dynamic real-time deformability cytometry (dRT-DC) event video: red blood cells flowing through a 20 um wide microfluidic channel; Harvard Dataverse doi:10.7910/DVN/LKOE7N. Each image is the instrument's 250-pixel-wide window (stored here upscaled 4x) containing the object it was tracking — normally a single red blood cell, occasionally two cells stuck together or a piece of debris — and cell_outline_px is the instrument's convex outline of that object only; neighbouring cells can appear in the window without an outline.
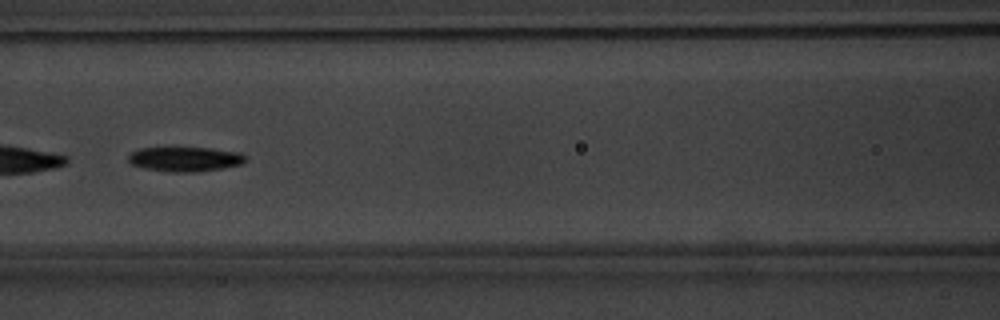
{"species": "common noctule bat (a hibernating species)", "species_latin": "Nyctalus noctula", "temperature_condition": "warm", "stored_images_in_passage": 42, "camera_frame_rate_fps": 3000, "um_per_image_px": 0.085, "animal": {"sex": "male", "body_mass_g": 20.1, "forearm_length_mm": 53.5}, "frame": {"image": 1, "passage_image": 13, "time_ms": 4.0, "image_size_px": [1000, 320], "cell_outline_px": [[248, 160], [244, 164], [224, 168], [196, 172], [168, 172], [144, 168], [132, 164], [128, 160], [128, 156], [132, 152], [140, 148], [212, 148], [240, 152], [248, 156]], "centroid_in_image_um": [15.81, 13.53], "position_along_channel_um": 150.8, "area_um2": 17.05}}
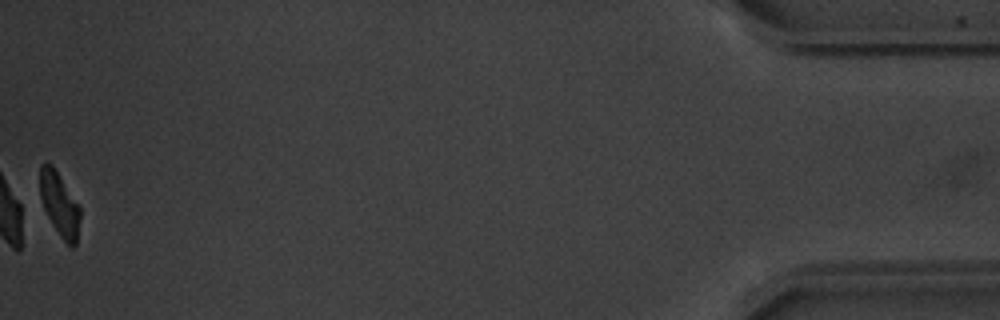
{"frame": {"image": 2, "passage_image": 42, "time_ms": 13.667, "image_size_px": [1000, 320], "cell_outline_px": [[80, 216], [76, 244], [72, 248], [60, 236], [52, 224], [44, 208], [40, 196], [40, 164], [52, 164], [80, 208]], "centroid_in_image_um": [5.05, 17.37], "position_along_channel_um": 430.2, "area_um2": 14.51}, "authors_computed_cell_mechanics": {"area_um2": 16.9354, "velocity_mm_per_s": 3.7744, "shape_relaxation_time_tau1_ms": 2.2128, "shape_relaxation_time_tau2_ms": null, "deformation_change_tau1": 0.1471, "deformation_change_tau2": null}}